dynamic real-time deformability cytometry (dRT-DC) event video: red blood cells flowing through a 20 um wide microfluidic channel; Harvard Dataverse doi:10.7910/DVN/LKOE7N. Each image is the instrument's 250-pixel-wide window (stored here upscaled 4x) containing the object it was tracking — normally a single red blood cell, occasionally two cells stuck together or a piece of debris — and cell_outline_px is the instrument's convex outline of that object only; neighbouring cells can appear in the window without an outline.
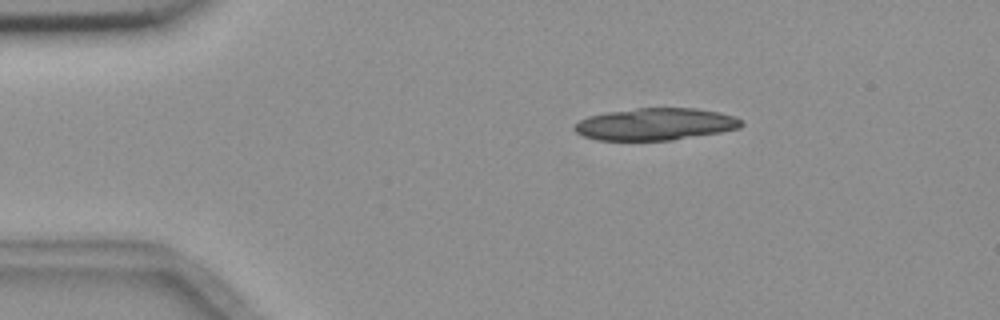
{"species": "common noctule bat (a hibernating species)", "species_latin": "Nyctalus noctula", "temperature_condition": "room temperature", "stored_images_in_passage": 8, "camera_frame_rate_fps": 3000, "um_per_image_px": 0.085, "animal": {"sex": "female", "body_mass_g": 18.4}, "frame": {"image": 1, "passage_image": 3, "time_ms": 2.333, "image_size_px": [1000, 320], "cell_outline_px": [[744, 124], [740, 128], [720, 132], [672, 140], [596, 140], [584, 136], [576, 132], [572, 128], [572, 124], [588, 116], [608, 112], [636, 108], [696, 108], [720, 112], [736, 116], [744, 120]], "centroid_in_image_um": [55.73, 10.55], "position_along_channel_um": 29.3, "area_um2": 31.44}}
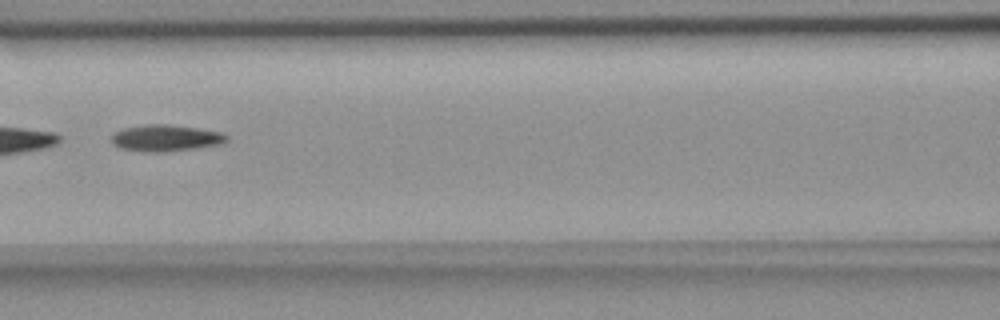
{"frame": {"image": 2, "passage_image": 7, "time_ms": 7.333, "image_size_px": [1000, 320], "cell_outline_px": [[228, 140], [220, 144], [196, 148], [160, 152], [152, 152], [120, 148], [112, 144], [112, 136], [116, 132], [124, 128], [144, 124], [168, 124], [200, 128], [224, 132], [228, 136]], "centroid_in_image_um": [14.13, 11.72], "position_along_channel_um": 152.5, "area_um2": 17.8}}
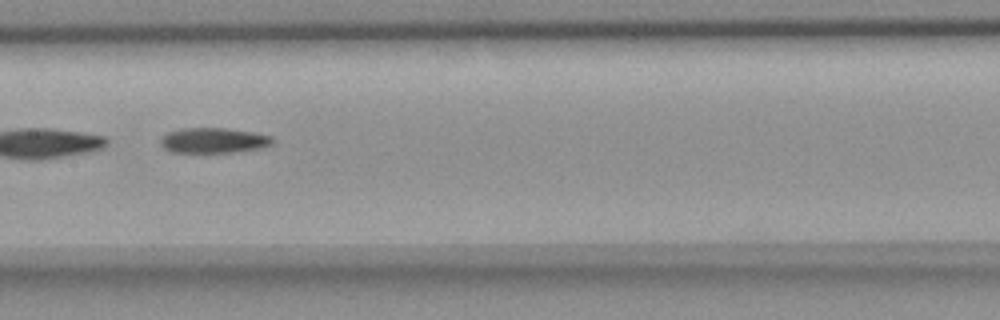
{"frame": {"image": 3, "passage_image": 8, "time_ms": 8.333, "image_size_px": [1000, 320], "cell_outline_px": [[272, 144], [260, 148], [232, 152], [172, 152], [164, 148], [160, 144], [160, 140], [168, 132], [180, 128], [224, 128], [252, 132], [272, 136]], "centroid_in_image_um": [18.13, 11.93], "position_along_channel_um": 189.3, "area_um2": 16.3}}